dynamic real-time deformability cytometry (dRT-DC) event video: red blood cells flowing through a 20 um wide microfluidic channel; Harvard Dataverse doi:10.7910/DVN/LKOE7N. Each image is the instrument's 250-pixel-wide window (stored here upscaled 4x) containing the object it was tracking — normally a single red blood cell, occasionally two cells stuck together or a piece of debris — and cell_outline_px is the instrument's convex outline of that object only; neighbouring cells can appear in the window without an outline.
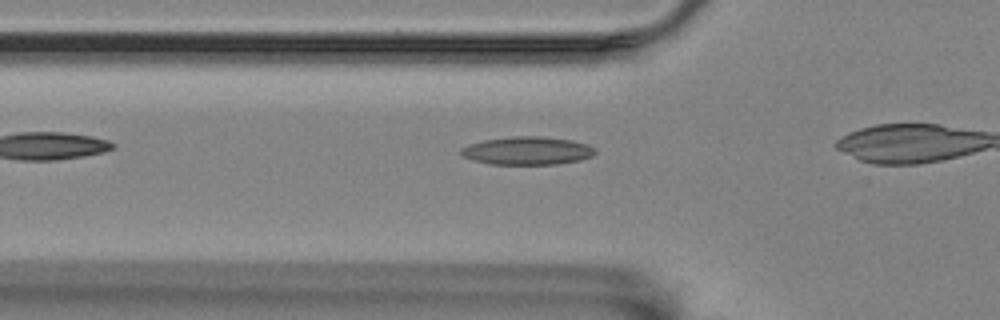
{"species": "Egyptian fruit bat (a non-hibernating species)", "species_latin": "Rousettus aegyptiacus", "temperature_condition": "room temperature", "stored_images_in_passage": 28, "camera_frame_rate_fps": 3000, "um_per_image_px": 0.085, "animal": {"sex": "female"}, "frame": {"image": 1, "passage_image": 2, "time_ms": 0.333, "image_size_px": [1000, 320], "cell_outline_px": [[596, 152], [592, 156], [580, 160], [556, 164], [492, 164], [476, 160], [464, 156], [460, 152], [460, 148], [468, 144], [484, 140], [512, 136], [544, 136], [572, 140], [588, 144], [596, 148]], "centroid_in_image_um": [44.86, 12.8], "position_along_channel_um": 80.9, "area_um2": 21.96}}
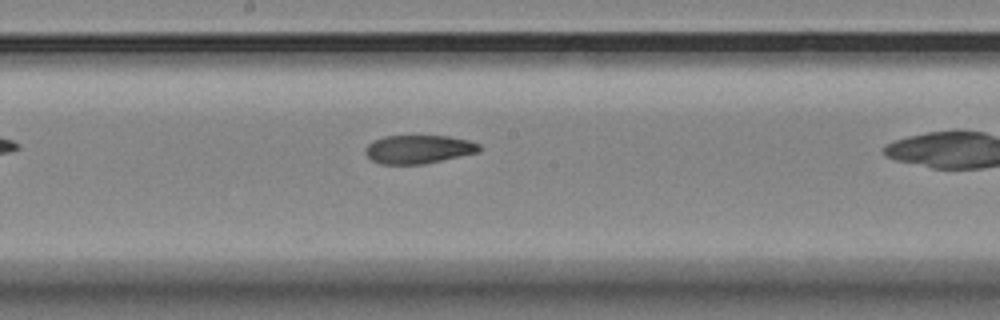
{"frame": {"image": 2, "passage_image": 13, "time_ms": 4.0, "image_size_px": [1000, 320], "cell_outline_px": [[480, 152], [424, 164], [380, 164], [372, 160], [364, 152], [364, 148], [372, 140], [384, 136], [448, 136], [468, 140], [480, 144]], "centroid_in_image_um": [35.56, 12.69], "position_along_channel_um": 212.6, "area_um2": 19.02}}
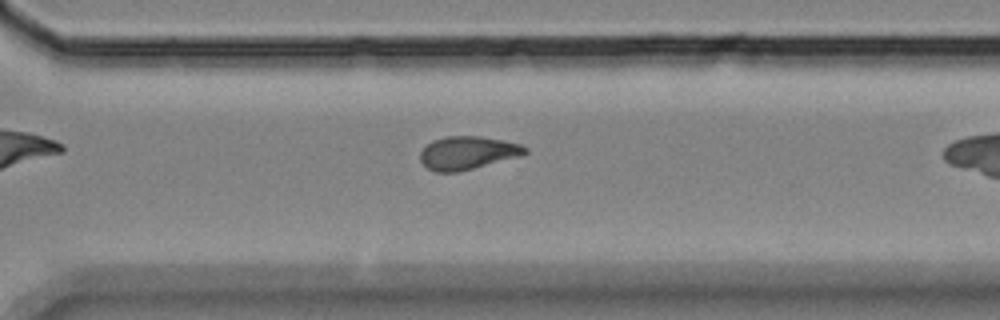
{"frame": {"image": 3, "passage_image": 23, "time_ms": 7.333, "image_size_px": [1000, 320], "cell_outline_px": [[528, 152], [520, 156], [460, 172], [436, 172], [428, 168], [420, 160], [420, 152], [432, 140], [444, 136], [480, 136], [520, 144], [528, 148]], "centroid_in_image_um": [39.74, 12.99], "position_along_channel_um": 330.9, "area_um2": 20.23}}